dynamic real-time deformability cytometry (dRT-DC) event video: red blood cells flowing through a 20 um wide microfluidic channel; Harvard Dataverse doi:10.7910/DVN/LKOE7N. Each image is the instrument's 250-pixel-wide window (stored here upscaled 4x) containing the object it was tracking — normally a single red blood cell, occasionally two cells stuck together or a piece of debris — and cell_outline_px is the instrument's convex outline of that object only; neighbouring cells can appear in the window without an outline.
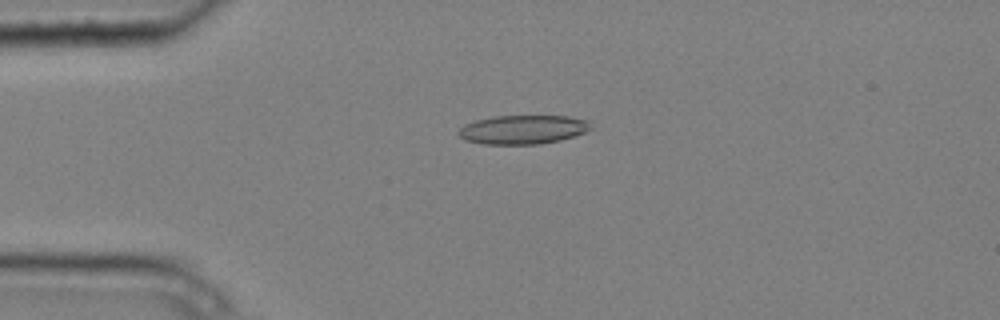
{"species": "common noctule bat (a hibernating species)", "species_latin": "Nyctalus noctula", "temperature_condition": "cold", "stored_images_in_passage": 5, "camera_frame_rate_fps": 3000, "um_per_image_px": 0.085, "animal": {"sex": "male", "body_mass_g": 20.4}, "frame": {"image": 1, "passage_image": 4, "time_ms": 1.0, "image_size_px": [1000, 320], "cell_outline_px": [[592, 128], [584, 132], [560, 140], [540, 144], [484, 144], [464, 140], [456, 132], [464, 124], [476, 120], [492, 116], [568, 116], [588, 120]], "centroid_in_image_um": [44.41, 11.01], "position_along_channel_um": 40.6, "area_um2": 22.31}}